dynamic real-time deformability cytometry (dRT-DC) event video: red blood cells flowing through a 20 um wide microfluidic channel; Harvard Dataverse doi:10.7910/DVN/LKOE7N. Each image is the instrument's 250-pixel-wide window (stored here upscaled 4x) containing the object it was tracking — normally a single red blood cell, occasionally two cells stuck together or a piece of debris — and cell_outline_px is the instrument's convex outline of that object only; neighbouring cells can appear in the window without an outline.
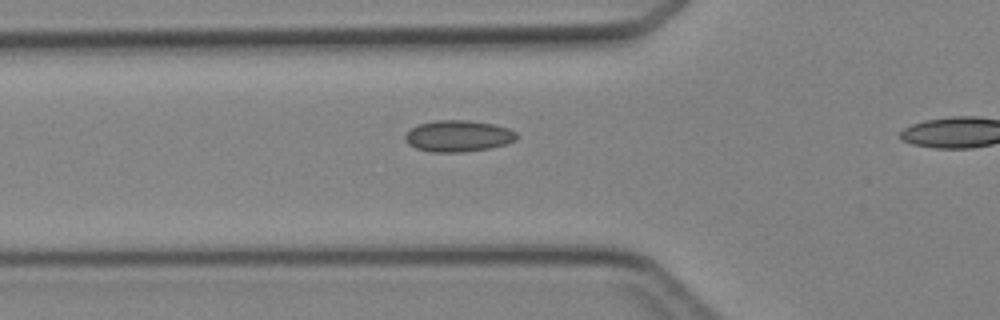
{"species": "Egyptian fruit bat (a non-hibernating species)", "species_latin": "Rousettus aegyptiacus", "temperature_condition": "cold", "stored_images_in_passage": 24, "camera_frame_rate_fps": 3000, "um_per_image_px": 0.085, "animal": {"sex": "female"}, "frame": {"image": 1, "passage_image": 11, "time_ms": 3.333, "image_size_px": [1000, 320], "cell_outline_px": [[520, 136], [516, 140], [504, 144], [488, 148], [464, 152], [432, 152], [416, 148], [408, 144], [404, 140], [404, 136], [412, 128], [420, 124], [436, 120], [468, 120], [492, 124], [508, 128], [516, 132]], "centroid_in_image_um": [38.95, 11.56], "position_along_channel_um": 86.8, "area_um2": 20.35}}
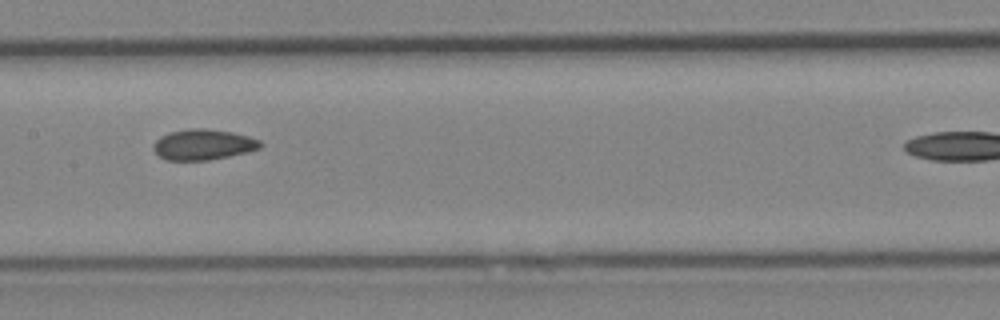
{"frame": {"image": 2, "passage_image": 18, "time_ms": 5.667, "image_size_px": [1000, 320], "cell_outline_px": [[264, 144], [260, 148], [248, 152], [208, 160], [164, 160], [152, 148], [152, 144], [160, 136], [168, 132], [188, 128], [208, 128], [232, 132], [248, 136], [260, 140]], "centroid_in_image_um": [17.26, 12.27], "position_along_channel_um": 190.1, "area_um2": 19.31}}
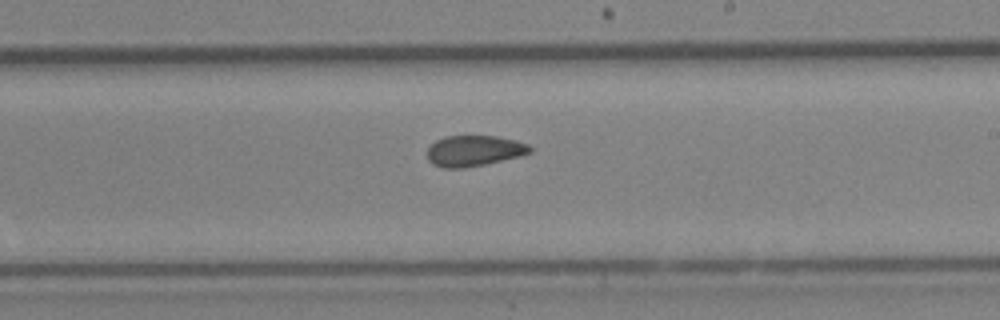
{"frame": {"image": 3, "passage_image": 22, "time_ms": 7.0, "image_size_px": [1000, 320], "cell_outline_px": [[532, 152], [520, 156], [484, 164], [464, 168], [444, 168], [432, 164], [428, 160], [428, 148], [436, 140], [448, 136], [496, 136], [516, 140], [528, 144], [532, 148]], "centroid_in_image_um": [40.31, 12.82], "position_along_channel_um": 248.7, "area_um2": 18.38}}